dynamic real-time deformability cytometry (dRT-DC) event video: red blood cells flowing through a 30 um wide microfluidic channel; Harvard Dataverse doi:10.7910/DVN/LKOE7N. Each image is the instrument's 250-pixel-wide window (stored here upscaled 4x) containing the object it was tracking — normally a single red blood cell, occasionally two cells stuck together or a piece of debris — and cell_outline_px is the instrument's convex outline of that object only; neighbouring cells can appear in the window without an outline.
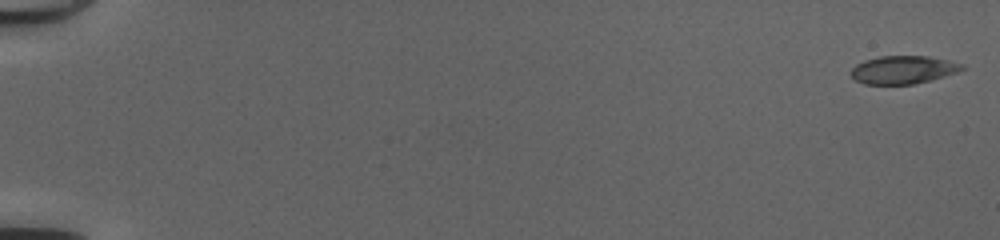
{"species": "common noctule bat (a hibernating species)", "species_latin": "Nyctalus noctula", "temperature_condition": "cold", "stored_images_in_passage": 51, "camera_frame_rate_fps": 3000, "um_per_image_px": 0.085, "animal": {"sex": "female", "body_mass_g": 20.0, "forearm_length_mm": 54.0}, "frame": {"image": 1, "passage_image": 1, "time_ms": 0.0, "image_size_px": [1000, 240], "cell_outline_px": [[964, 68], [956, 72], [944, 76], [912, 84], [864, 84], [856, 80], [848, 72], [856, 64], [864, 60], [880, 56], [928, 56], [948, 60], [964, 64]], "centroid_in_image_um": [76.73, 5.92], "position_along_channel_um": 8.3, "area_um2": 18.03}}
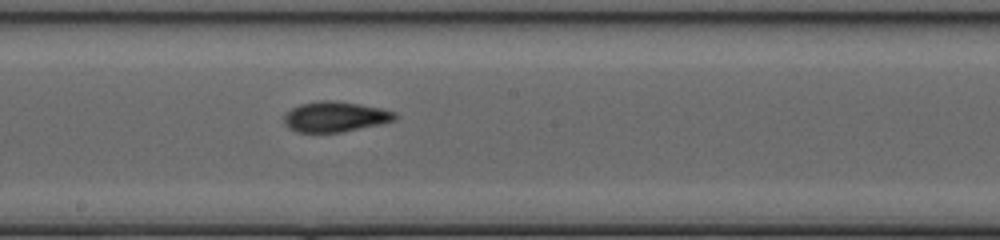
{"frame": {"image": 2, "passage_image": 30, "time_ms": 9.667, "image_size_px": [1000, 240], "cell_outline_px": [[400, 116], [396, 120], [380, 124], [340, 132], [296, 132], [288, 128], [284, 124], [284, 116], [292, 108], [300, 104], [316, 100], [332, 100], [380, 108], [396, 112]], "centroid_in_image_um": [28.49, 9.92], "position_along_channel_um": 219.7, "area_um2": 19.59}}
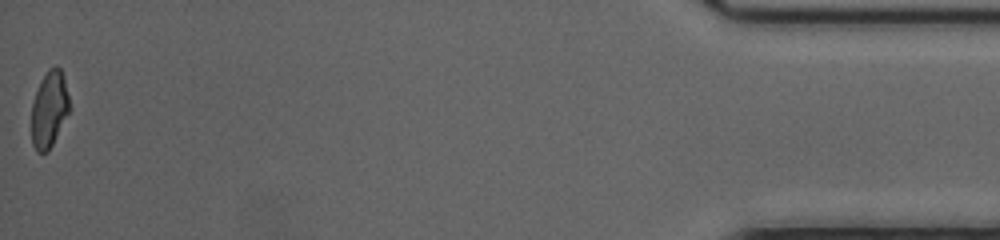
{"frame": {"image": 3, "passage_image": 51, "time_ms": 16.667, "image_size_px": [1000, 240], "cell_outline_px": [[68, 112], [48, 152], [36, 152], [32, 144], [32, 104], [40, 80], [48, 68], [56, 64], [60, 68], [64, 76], [68, 96]], "centroid_in_image_um": [4.16, 9.25], "position_along_channel_um": 431.0, "area_um2": 16.65}, "authors_computed_cell_mechanics": {"area_um2": 19.1318, "velocity_mm_per_s": 4.1964, "shape_relaxation_time_tau1_ms": null, "shape_relaxation_time_tau2_ms": 1.711, "deformation_change_tau1": null, "deformation_change_tau2": 0.0808}}